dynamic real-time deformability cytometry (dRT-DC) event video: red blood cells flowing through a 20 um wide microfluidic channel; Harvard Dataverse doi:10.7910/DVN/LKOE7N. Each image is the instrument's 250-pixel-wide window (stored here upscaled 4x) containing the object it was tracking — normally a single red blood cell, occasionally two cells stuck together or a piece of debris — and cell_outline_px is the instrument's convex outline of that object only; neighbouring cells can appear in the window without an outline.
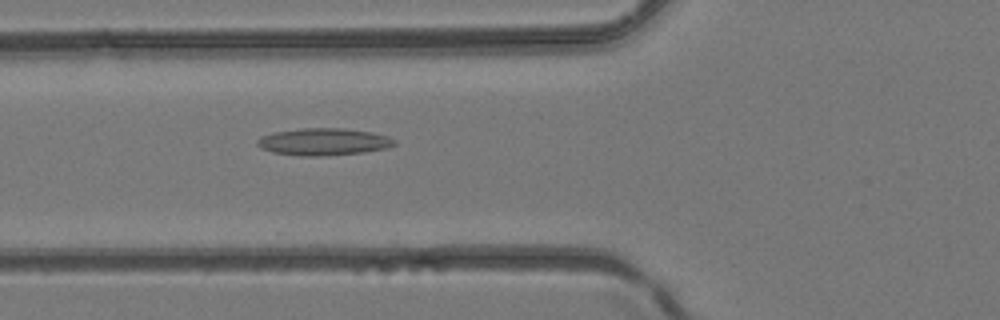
{"species": "common noctule bat (a hibernating species)", "species_latin": "Nyctalus noctula", "temperature_condition": "room temperature", "stored_images_in_passage": 37, "camera_frame_rate_fps": 3000, "um_per_image_px": 0.085, "animal": {"sex": "female", "body_mass_g": 24.6, "forearm_length_mm": 56.2}, "frame": {"image": 1, "passage_image": 11, "time_ms": 3.333, "image_size_px": [1000, 320], "cell_outline_px": [[396, 144], [388, 148], [364, 152], [320, 156], [300, 156], [272, 152], [260, 148], [256, 144], [256, 140], [260, 136], [272, 132], [300, 128], [344, 128], [372, 132], [388, 136], [396, 140]], "centroid_in_image_um": [27.48, 12.04], "position_along_channel_um": 98.3, "area_um2": 21.96}}
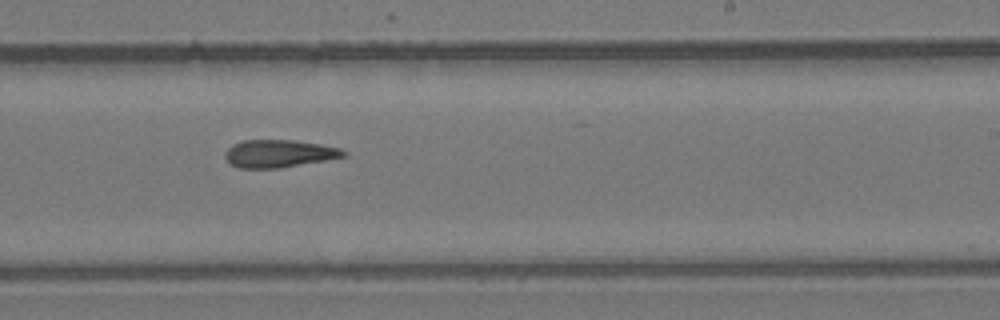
{"frame": {"image": 2, "passage_image": 21, "time_ms": 6.667, "image_size_px": [1000, 320], "cell_outline_px": [[348, 156], [280, 168], [240, 168], [232, 164], [224, 156], [224, 152], [232, 144], [244, 140], [296, 140], [320, 144], [340, 148], [348, 152]], "centroid_in_image_um": [23.74, 13.05], "position_along_channel_um": 265.3, "area_um2": 19.13}}
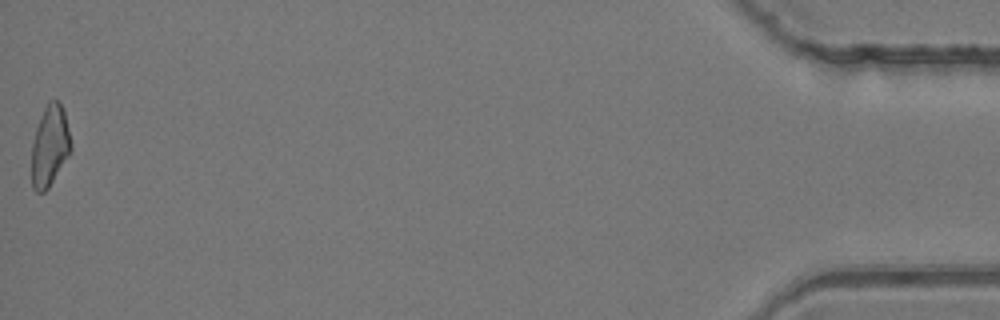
{"frame": {"image": 3, "passage_image": 37, "time_ms": 12.0, "image_size_px": [1000, 320], "cell_outline_px": [[72, 148], [68, 156], [48, 188], [44, 192], [36, 192], [32, 188], [32, 140], [36, 128], [44, 108], [48, 100], [56, 100], [64, 108], [72, 144]], "centroid_in_image_um": [4.24, 12.38], "position_along_channel_um": 431.0, "area_um2": 18.55}}